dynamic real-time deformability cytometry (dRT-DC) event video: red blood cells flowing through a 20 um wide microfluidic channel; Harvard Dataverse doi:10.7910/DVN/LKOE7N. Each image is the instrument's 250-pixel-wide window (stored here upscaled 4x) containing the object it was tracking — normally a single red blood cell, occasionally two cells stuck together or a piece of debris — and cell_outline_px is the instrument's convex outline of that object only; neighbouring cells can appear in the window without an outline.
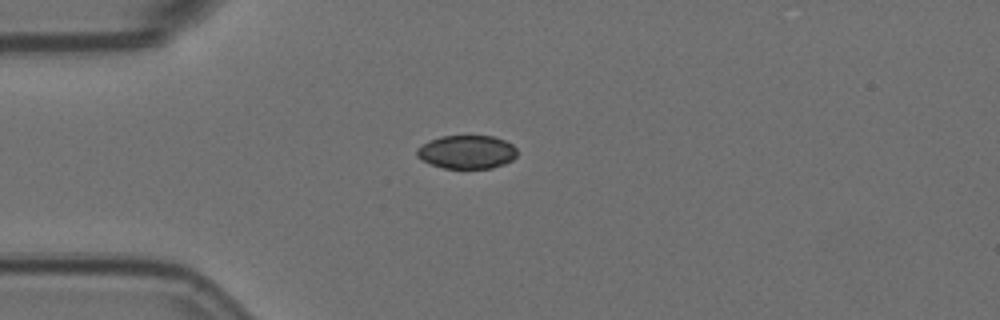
{"species": "Egyptian fruit bat (a non-hibernating species)", "species_latin": "Rousettus aegyptiacus", "temperature_condition": "room temperature", "stored_images_in_passage": 24, "camera_frame_rate_fps": 3000, "um_per_image_px": 0.085, "animal": {"sex": "female"}, "frame": {"image": 1, "passage_image": 1, "time_ms": 0.0, "image_size_px": [1000, 320], "cell_outline_px": [[516, 156], [512, 160], [504, 164], [492, 168], [444, 168], [432, 164], [416, 156], [416, 148], [428, 140], [440, 136], [492, 136], [504, 140], [512, 144], [516, 148]], "centroid_in_image_um": [39.67, 12.91], "position_along_channel_um": 45.3, "area_um2": 19.54}}
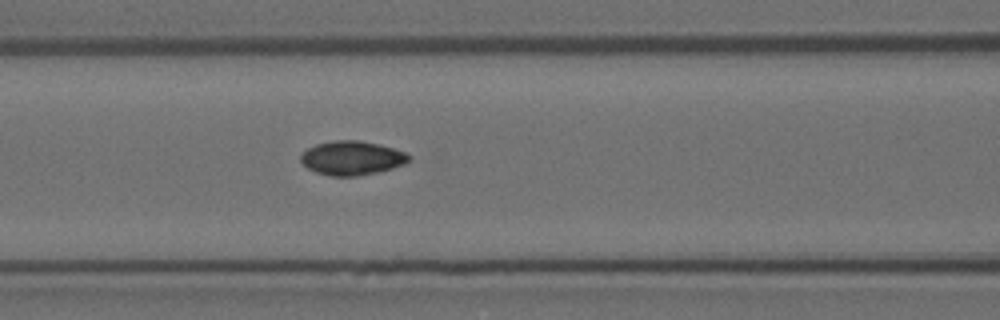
{"frame": {"image": 2, "passage_image": 10, "time_ms": 3.0, "image_size_px": [1000, 320], "cell_outline_px": [[412, 160], [404, 164], [392, 168], [376, 172], [356, 176], [332, 176], [316, 172], [308, 168], [300, 160], [300, 156], [308, 148], [316, 144], [336, 140], [360, 140], [380, 144], [404, 152], [412, 156]], "centroid_in_image_um": [29.94, 13.42], "position_along_channel_um": 136.7, "area_um2": 21.39}}
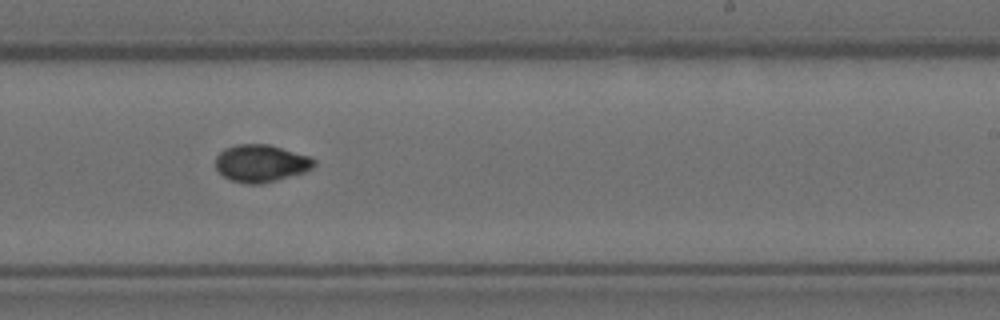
{"frame": {"image": 3, "passage_image": 21, "time_ms": 6.667, "image_size_px": [1000, 320], "cell_outline_px": [[316, 164], [312, 168], [304, 172], [276, 180], [260, 184], [244, 184], [232, 180], [224, 176], [216, 168], [216, 156], [224, 148], [236, 144], [268, 144], [308, 156], [316, 160]], "centroid_in_image_um": [22.17, 13.88], "position_along_channel_um": 266.8, "area_um2": 21.33}}